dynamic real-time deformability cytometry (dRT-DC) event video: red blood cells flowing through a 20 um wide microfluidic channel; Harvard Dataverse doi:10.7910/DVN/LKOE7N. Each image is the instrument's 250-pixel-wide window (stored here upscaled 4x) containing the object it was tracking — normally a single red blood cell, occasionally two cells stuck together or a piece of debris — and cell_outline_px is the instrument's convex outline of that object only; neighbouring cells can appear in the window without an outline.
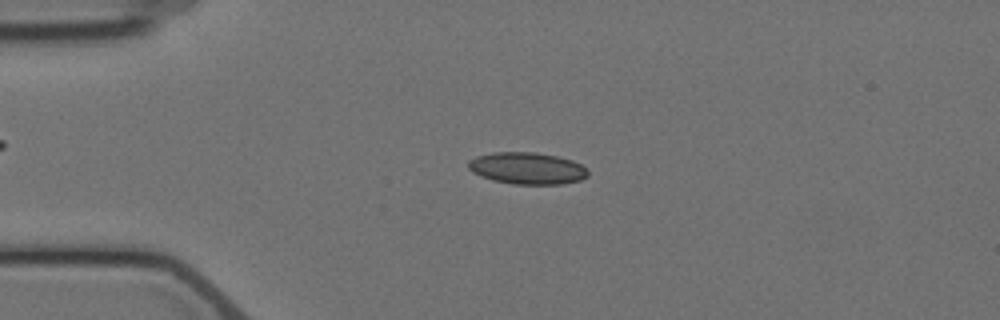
{"species": "Egyptian fruit bat (a non-hibernating species)", "species_latin": "Rousettus aegyptiacus", "temperature_condition": "cold", "stored_images_in_passage": 2, "camera_frame_rate_fps": 3000, "um_per_image_px": 0.085, "animal": {"sex": "female"}, "frame": {"image": 1, "passage_image": 1, "time_ms": 0.0, "image_size_px": [1000, 320], "cell_outline_px": [[588, 176], [580, 180], [560, 184], [512, 184], [492, 180], [472, 172], [468, 168], [468, 160], [476, 156], [492, 152], [536, 152], [556, 156], [572, 160], [580, 164], [588, 172]], "centroid_in_image_um": [44.78, 14.3], "position_along_channel_um": 40.2, "area_um2": 22.2}}